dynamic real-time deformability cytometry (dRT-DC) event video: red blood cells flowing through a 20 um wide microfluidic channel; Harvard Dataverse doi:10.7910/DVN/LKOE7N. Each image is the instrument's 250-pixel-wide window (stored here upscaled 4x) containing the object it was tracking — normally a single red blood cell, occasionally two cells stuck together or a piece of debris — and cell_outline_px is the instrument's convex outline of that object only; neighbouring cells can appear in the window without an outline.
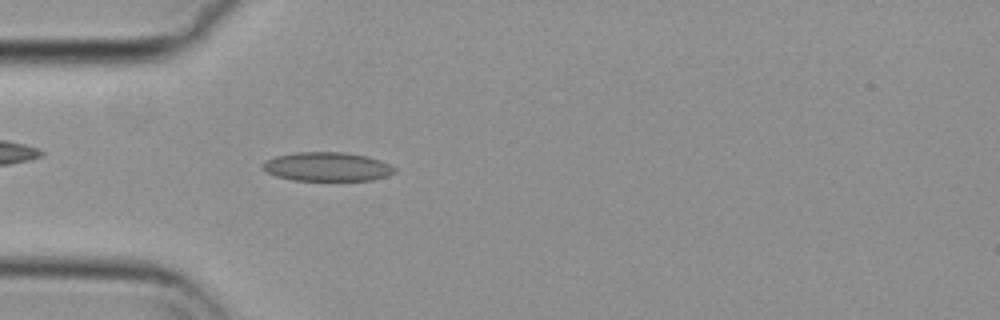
{"species": "common noctule bat (a hibernating species)", "species_latin": "Nyctalus noctula", "temperature_condition": "cold", "stored_images_in_passage": 12, "camera_frame_rate_fps": 3000, "um_per_image_px": 0.085, "animal": {"sex": "female", "body_mass_g": 29.2, "forearm_length_mm": 56.3}, "frame": {"image": 1, "passage_image": 2, "time_ms": 0.333, "image_size_px": [1000, 320], "cell_outline_px": [[396, 172], [388, 176], [372, 180], [292, 180], [276, 176], [260, 168], [264, 160], [276, 156], [296, 152], [344, 152], [368, 156], [380, 160], [396, 168]], "centroid_in_image_um": [27.8, 14.16], "position_along_channel_um": 57.2, "area_um2": 22.37}}